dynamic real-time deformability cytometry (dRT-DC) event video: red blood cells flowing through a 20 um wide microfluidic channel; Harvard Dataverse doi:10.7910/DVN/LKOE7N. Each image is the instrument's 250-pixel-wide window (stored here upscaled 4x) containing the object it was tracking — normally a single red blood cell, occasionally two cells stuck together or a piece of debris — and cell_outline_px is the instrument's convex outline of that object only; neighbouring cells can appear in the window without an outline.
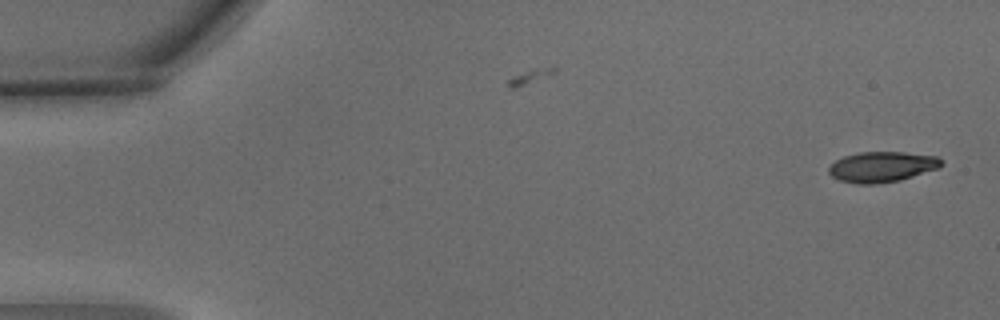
{"species": "common noctule bat (a hibernating species)", "species_latin": "Nyctalus noctula", "temperature_condition": "warm", "stored_images_in_passage": 2, "camera_frame_rate_fps": 3000, "um_per_image_px": 0.085, "animal": {"sex": "male", "body_mass_g": 15.6}, "frame": {"image": 1, "passage_image": 2, "time_ms": 0.333, "image_size_px": [1000, 320], "cell_outline_px": [[944, 160], [940, 168], [900, 180], [872, 184], [856, 184], [840, 180], [832, 176], [828, 172], [828, 168], [836, 160], [844, 156], [860, 152], [904, 152], [936, 156]], "centroid_in_image_um": [74.99, 14.18], "position_along_channel_um": 10.0, "area_um2": 20.0}}